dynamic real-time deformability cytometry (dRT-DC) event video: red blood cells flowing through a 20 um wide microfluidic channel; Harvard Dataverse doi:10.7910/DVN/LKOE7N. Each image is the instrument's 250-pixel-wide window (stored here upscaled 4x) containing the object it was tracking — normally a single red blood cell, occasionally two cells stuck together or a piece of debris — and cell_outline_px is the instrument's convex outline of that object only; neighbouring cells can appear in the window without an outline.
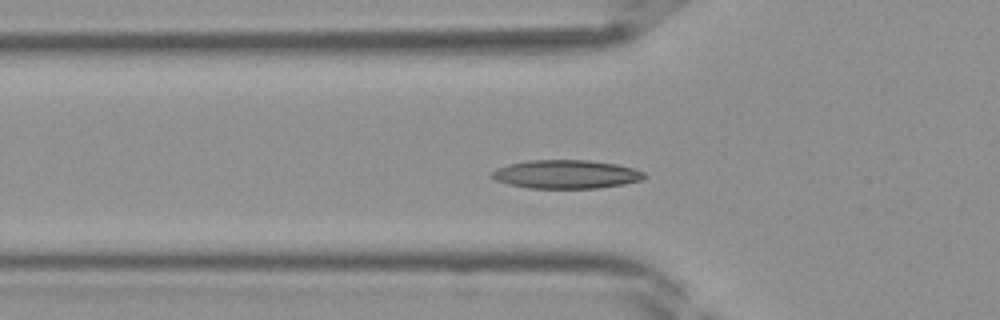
{"species": "Egyptian fruit bat (a non-hibernating species)", "species_latin": "Rousettus aegyptiacus", "temperature_condition": "room temperature", "stored_images_in_passage": 28, "camera_frame_rate_fps": 3000, "um_per_image_px": 0.085, "frame": {"image": 1, "passage_image": 8, "time_ms": 2.333, "image_size_px": [1000, 320], "cell_outline_px": [[648, 176], [640, 180], [624, 184], [596, 188], [528, 188], [508, 184], [496, 180], [492, 176], [492, 172], [496, 168], [508, 164], [528, 160], [588, 160], [616, 164], [632, 168], [644, 172]], "centroid_in_image_um": [48.11, 14.81], "position_along_channel_um": 77.7, "area_um2": 25.32}}
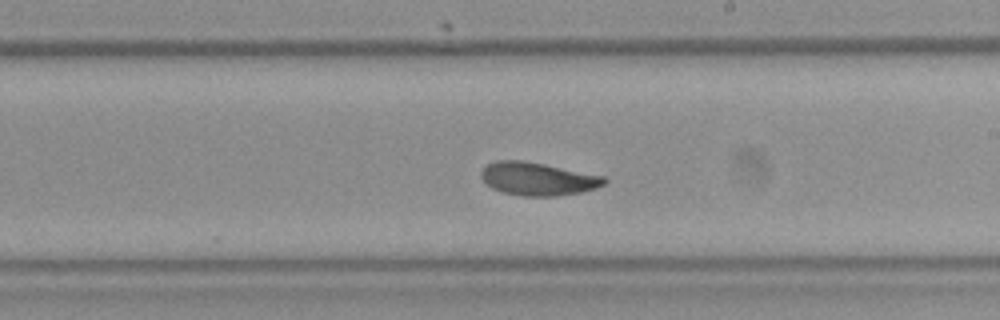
{"frame": {"image": 2, "passage_image": 18, "time_ms": 5.667, "image_size_px": [1000, 320], "cell_outline_px": [[608, 180], [604, 184], [596, 188], [580, 192], [556, 196], [524, 196], [504, 192], [492, 188], [480, 176], [480, 172], [488, 164], [496, 160], [520, 160], [544, 164], [604, 176]], "centroid_in_image_um": [45.72, 15.2], "position_along_channel_um": 243.3, "area_um2": 23.47}}
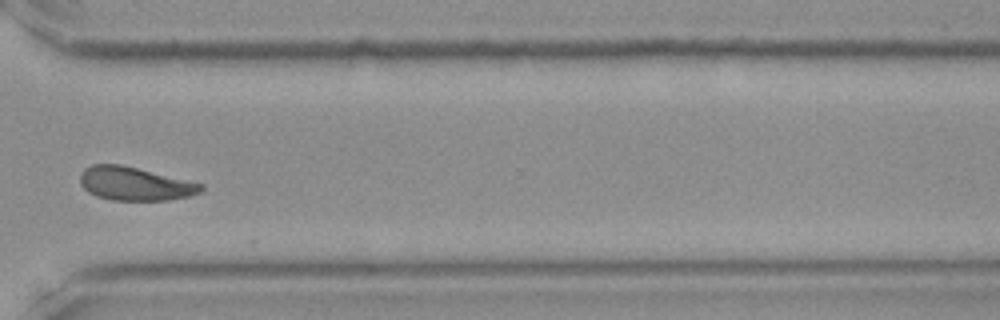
{"frame": {"image": 3, "passage_image": 25, "time_ms": 8.0, "image_size_px": [1000, 320], "cell_outline_px": [[204, 192], [188, 196], [168, 200], [112, 200], [96, 196], [88, 192], [80, 184], [80, 172], [84, 168], [92, 164], [120, 164], [204, 184]], "centroid_in_image_um": [11.45, 15.62], "position_along_channel_um": 359.1, "area_um2": 23.64}}